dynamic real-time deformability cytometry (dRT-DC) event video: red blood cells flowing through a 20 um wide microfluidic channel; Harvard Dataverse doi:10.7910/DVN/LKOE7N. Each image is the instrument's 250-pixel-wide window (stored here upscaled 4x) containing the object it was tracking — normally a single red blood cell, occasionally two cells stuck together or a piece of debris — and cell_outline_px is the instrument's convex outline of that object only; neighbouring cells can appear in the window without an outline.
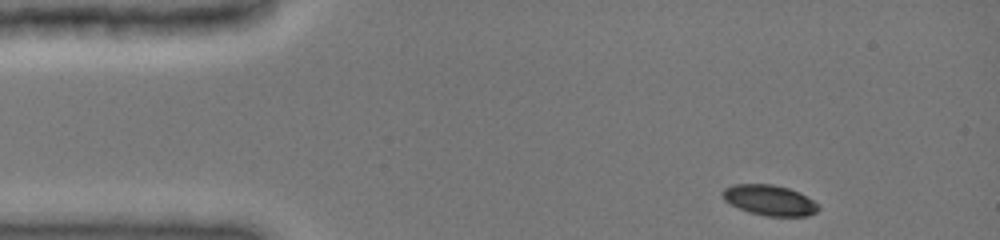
{"species": "common noctule bat (a hibernating species)", "species_latin": "Nyctalus noctula", "temperature_condition": "cold", "stored_images_in_passage": 39, "camera_frame_rate_fps": 3000, "um_per_image_px": 0.085, "animal": {"sex": "female", "body_mass_g": 19.0, "forearm_length_mm": 51.5}, "frame": {"image": 1, "passage_image": 1, "time_ms": 0.0, "image_size_px": [1000, 240], "cell_outline_px": [[820, 208], [816, 212], [808, 216], [768, 216], [748, 212], [724, 200], [720, 192], [724, 188], [732, 184], [772, 184], [788, 188], [812, 200]], "centroid_in_image_um": [65.36, 17.01], "position_along_channel_um": 19.6, "area_um2": 16.82}}
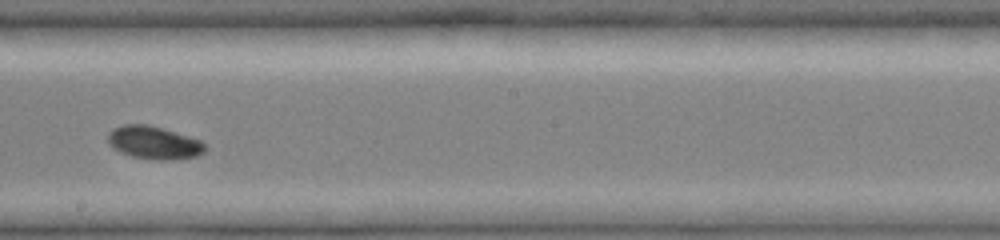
{"frame": {"image": 2, "passage_image": 23, "time_ms": 7.333, "image_size_px": [1000, 240], "cell_outline_px": [[204, 152], [196, 156], [172, 160], [156, 160], [132, 156], [120, 152], [108, 144], [108, 132], [112, 128], [124, 124], [148, 124], [188, 136], [200, 140], [204, 144]], "centroid_in_image_um": [13.04, 12.12], "position_along_channel_um": 235.2, "area_um2": 18.55}}
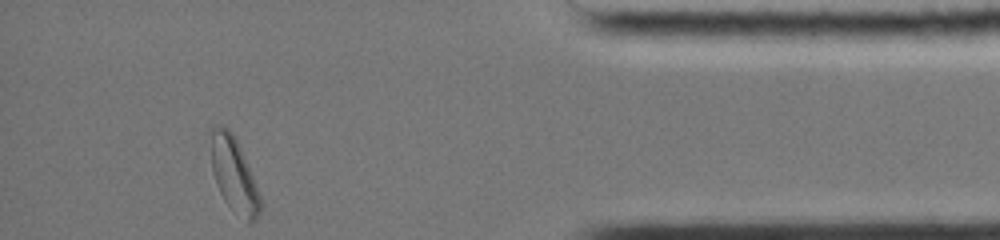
{"frame": {"image": 3, "passage_image": 39, "time_ms": 12.667, "image_size_px": [1000, 240], "cell_outline_px": [[260, 212], [256, 220], [248, 224], [224, 200], [220, 192], [212, 172], [208, 132], [208, 128], [216, 124], [220, 124], [228, 128], [232, 132], [240, 148], [252, 176], [260, 196]], "centroid_in_image_um": [19.82, 14.77], "position_along_channel_um": 415.4, "area_um2": 21.62}, "authors_computed_cell_mechanics": {"area_um2": 18.5538, "velocity_mm_per_s": 3.9467, "shape_relaxation_time_tau1_ms": 1.6806, "shape_relaxation_time_tau2_ms": null, "deformation_change_tau1": 0.089, "deformation_change_tau2": null}}